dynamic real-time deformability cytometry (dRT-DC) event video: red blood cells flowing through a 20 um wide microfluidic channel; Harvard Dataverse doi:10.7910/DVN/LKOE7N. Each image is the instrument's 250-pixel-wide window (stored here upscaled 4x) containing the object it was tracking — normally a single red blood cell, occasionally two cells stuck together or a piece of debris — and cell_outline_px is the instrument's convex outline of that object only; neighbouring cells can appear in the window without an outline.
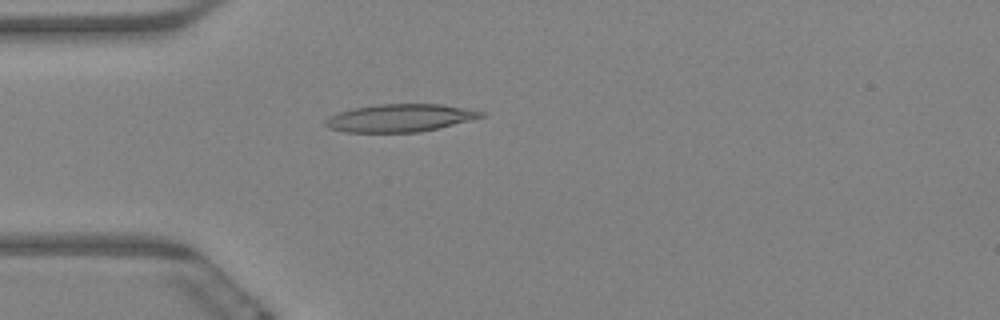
{"species": "Egyptian fruit bat (a non-hibernating species)", "species_latin": "Rousettus aegyptiacus", "temperature_condition": "warm", "stored_images_in_passage": 59, "camera_frame_rate_fps": 3000, "um_per_image_px": 0.085, "animal": {"sex": "female"}, "frame": {"image": 1, "passage_image": 16, "time_ms": 5.0, "image_size_px": [1000, 320], "cell_outline_px": [[484, 116], [472, 120], [420, 132], [344, 132], [328, 128], [324, 124], [324, 120], [328, 116], [352, 108], [376, 104], [440, 104], [468, 108], [484, 112]], "centroid_in_image_um": [33.97, 10.02], "position_along_channel_um": 51.0, "area_um2": 25.26}}
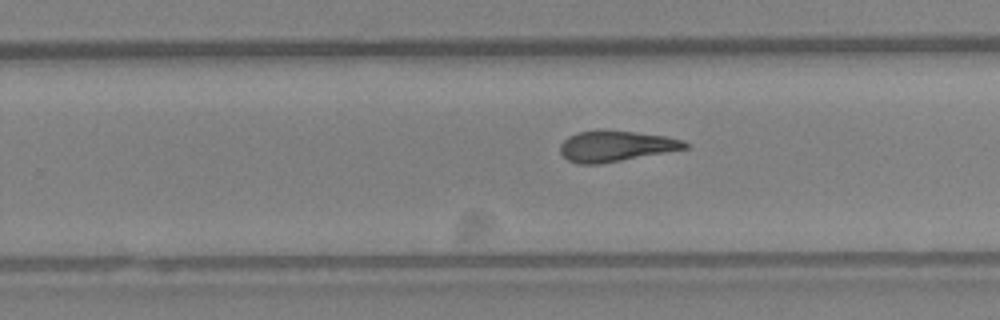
{"frame": {"image": 2, "passage_image": 37, "time_ms": 12.0, "image_size_px": [1000, 320], "cell_outline_px": [[688, 148], [600, 164], [576, 164], [568, 160], [560, 152], [560, 144], [568, 136], [576, 132], [636, 132], [664, 136], [680, 140], [688, 144]], "centroid_in_image_um": [52.3, 12.45], "position_along_channel_um": 277.5, "area_um2": 21.68}}
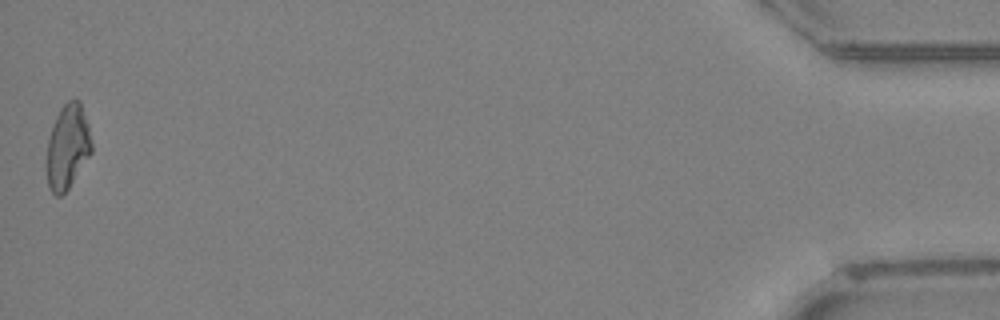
{"frame": {"image": 3, "passage_image": 59, "time_ms": 19.333, "image_size_px": [1000, 320], "cell_outline_px": [[92, 152], [68, 188], [60, 196], [56, 196], [48, 188], [44, 168], [44, 164], [48, 140], [56, 116], [60, 108], [68, 100], [76, 96], [80, 100], [88, 124], [92, 144]], "centroid_in_image_um": [5.71, 12.47], "position_along_channel_um": 429.5, "area_um2": 22.6}, "authors_computed_cell_mechanics": {"area_um2": 23.12, "velocity_mm_per_s": 3.3811, "shape_relaxation_time_tau1_ms": null, "shape_relaxation_time_tau2_ms": 4.4689, "deformation_change_tau1": null, "deformation_change_tau2": 0.1557}}